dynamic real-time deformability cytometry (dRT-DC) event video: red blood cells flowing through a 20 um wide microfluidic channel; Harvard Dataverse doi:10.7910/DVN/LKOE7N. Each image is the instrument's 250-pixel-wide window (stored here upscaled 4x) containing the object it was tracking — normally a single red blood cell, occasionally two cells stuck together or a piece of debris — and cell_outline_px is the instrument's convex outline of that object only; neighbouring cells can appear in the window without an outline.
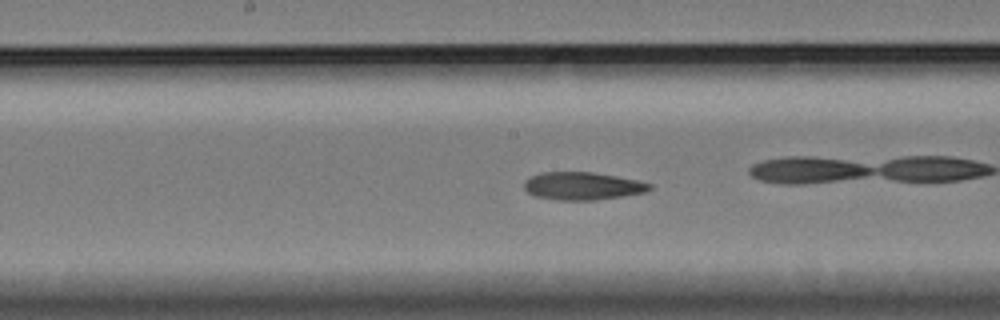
{"species": "Egyptian fruit bat (a non-hibernating species)", "species_latin": "Rousettus aegyptiacus", "temperature_condition": "cold", "stored_images_in_passage": 54, "camera_frame_rate_fps": 3000, "um_per_image_px": 0.085, "animal": {"sex": "female"}, "frame": {"image": 1, "passage_image": 31, "time_ms": 10.0, "image_size_px": [1000, 320], "cell_outline_px": [[652, 188], [644, 192], [596, 200], [556, 200], [536, 196], [528, 192], [524, 188], [524, 180], [540, 172], [592, 172], [616, 176], [636, 180], [652, 184]], "centroid_in_image_um": [49.48, 15.8], "position_along_channel_um": 198.7, "area_um2": 20.17}, "authors_computed_cell_mechanics": {"area_um2": 20.6057, "velocity_mm_per_s": 3.3912, "shape_relaxation_time_tau1_ms": null, "shape_relaxation_time_tau2_ms": 4.6629, "deformation_change_tau1": null, "deformation_change_tau2": 0.1266}}